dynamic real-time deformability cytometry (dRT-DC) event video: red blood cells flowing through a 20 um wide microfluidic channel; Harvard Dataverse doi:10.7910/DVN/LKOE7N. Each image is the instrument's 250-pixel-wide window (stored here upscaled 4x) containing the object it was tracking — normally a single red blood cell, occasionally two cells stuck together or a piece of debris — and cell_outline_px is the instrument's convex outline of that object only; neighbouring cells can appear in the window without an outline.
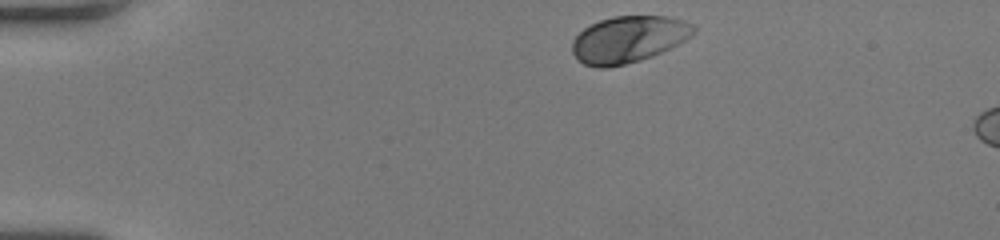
{"species": "human", "species_latin": "Homo sapiens", "temperature_condition": "room temperature", "stored_images_in_passage": 43, "camera_frame_rate_fps": 3000, "um_per_image_px": 0.085, "donor": {"sex": "female"}, "frame": {"image": 1, "passage_image": 1, "time_ms": 0.0, "image_size_px": [1000, 240], "cell_outline_px": [[696, 32], [692, 36], [652, 56], [640, 60], [624, 64], [604, 68], [596, 68], [584, 64], [572, 52], [572, 40], [584, 28], [600, 20], [612, 16], [668, 16], [684, 20], [692, 24], [696, 28]], "centroid_in_image_um": [53.42, 3.33], "position_along_channel_um": 31.6, "area_um2": 32.83}}
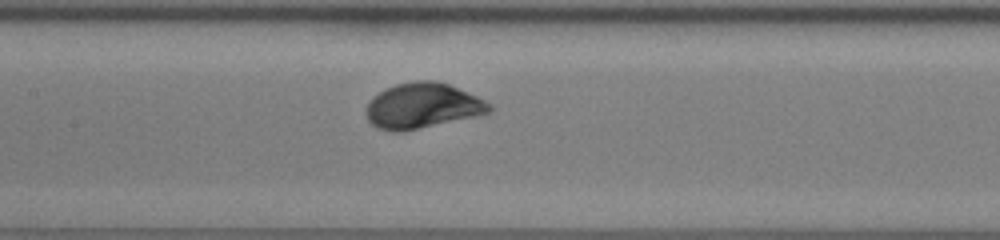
{"frame": {"image": 2, "passage_image": 17, "time_ms": 5.333, "image_size_px": [1000, 240], "cell_outline_px": [[492, 108], [488, 112], [472, 116], [400, 132], [392, 132], [376, 128], [368, 120], [364, 112], [364, 108], [368, 100], [372, 96], [384, 88], [396, 84], [416, 80], [436, 80], [448, 84], [476, 96], [484, 100]], "centroid_in_image_um": [35.78, 8.97], "position_along_channel_um": 171.6, "area_um2": 32.37}}
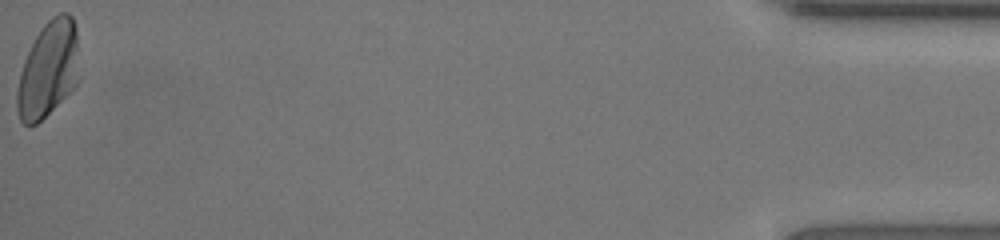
{"frame": {"image": 3, "passage_image": 43, "time_ms": 14.0, "image_size_px": [1000, 240], "cell_outline_px": [[80, 80], [36, 124], [24, 124], [20, 120], [16, 108], [16, 92], [20, 72], [24, 60], [36, 36], [44, 24], [52, 16], [60, 12], [68, 12], [72, 16], [76, 28], [80, 76]], "centroid_in_image_um": [4.11, 5.86], "position_along_channel_um": 431.1, "area_um2": 34.62}, "authors_computed_cell_mechanics": {"area_um2": 32.0212, "velocity_mm_per_s": 4.0437, "shape_relaxation_time_tau1_ms": 1.8833, "shape_relaxation_time_tau2_ms": null, "deformation_change_tau1": 0.1417, "deformation_change_tau2": null}}